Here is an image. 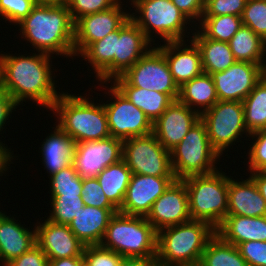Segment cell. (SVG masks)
<instances>
[{"mask_svg":"<svg viewBox=\"0 0 266 266\" xmlns=\"http://www.w3.org/2000/svg\"><path fill=\"white\" fill-rule=\"evenodd\" d=\"M50 55L40 52L33 56L0 55L4 90L17 105L32 100L50 110L61 94L55 90Z\"/></svg>","mask_w":266,"mask_h":266,"instance_id":"6da1fadb","label":"cell"},{"mask_svg":"<svg viewBox=\"0 0 266 266\" xmlns=\"http://www.w3.org/2000/svg\"><path fill=\"white\" fill-rule=\"evenodd\" d=\"M18 24L38 53L74 56V22L66 3L36 4Z\"/></svg>","mask_w":266,"mask_h":266,"instance_id":"7a4b0ae2","label":"cell"},{"mask_svg":"<svg viewBox=\"0 0 266 266\" xmlns=\"http://www.w3.org/2000/svg\"><path fill=\"white\" fill-rule=\"evenodd\" d=\"M216 234L209 223L190 220L157 232L156 263L164 266H198L209 240Z\"/></svg>","mask_w":266,"mask_h":266,"instance_id":"3957f363","label":"cell"},{"mask_svg":"<svg viewBox=\"0 0 266 266\" xmlns=\"http://www.w3.org/2000/svg\"><path fill=\"white\" fill-rule=\"evenodd\" d=\"M51 110L58 116V126L76 143L111 136L104 104H94L81 95L62 93Z\"/></svg>","mask_w":266,"mask_h":266,"instance_id":"277c9868","label":"cell"},{"mask_svg":"<svg viewBox=\"0 0 266 266\" xmlns=\"http://www.w3.org/2000/svg\"><path fill=\"white\" fill-rule=\"evenodd\" d=\"M100 246L122 257L156 258L157 231L144 216L115 213Z\"/></svg>","mask_w":266,"mask_h":266,"instance_id":"5b68a950","label":"cell"},{"mask_svg":"<svg viewBox=\"0 0 266 266\" xmlns=\"http://www.w3.org/2000/svg\"><path fill=\"white\" fill-rule=\"evenodd\" d=\"M187 188L192 220L204 221L217 229L228 210V176L216 170L182 179Z\"/></svg>","mask_w":266,"mask_h":266,"instance_id":"8992f818","label":"cell"},{"mask_svg":"<svg viewBox=\"0 0 266 266\" xmlns=\"http://www.w3.org/2000/svg\"><path fill=\"white\" fill-rule=\"evenodd\" d=\"M171 166L176 180L205 175L217 170L220 155L211 147L204 122L199 119L183 140L170 150Z\"/></svg>","mask_w":266,"mask_h":266,"instance_id":"52a82bcc","label":"cell"},{"mask_svg":"<svg viewBox=\"0 0 266 266\" xmlns=\"http://www.w3.org/2000/svg\"><path fill=\"white\" fill-rule=\"evenodd\" d=\"M137 14H130L131 20L144 32L152 42L151 32L157 33L164 42L184 41L188 18L171 0H131ZM135 14V15H134ZM186 27V28H185ZM152 30V31H151Z\"/></svg>","mask_w":266,"mask_h":266,"instance_id":"ba28073f","label":"cell"},{"mask_svg":"<svg viewBox=\"0 0 266 266\" xmlns=\"http://www.w3.org/2000/svg\"><path fill=\"white\" fill-rule=\"evenodd\" d=\"M200 119L206 126L211 147L219 155L238 140L241 134H250L244 123L243 102L218 100L200 114Z\"/></svg>","mask_w":266,"mask_h":266,"instance_id":"9c48e42d","label":"cell"},{"mask_svg":"<svg viewBox=\"0 0 266 266\" xmlns=\"http://www.w3.org/2000/svg\"><path fill=\"white\" fill-rule=\"evenodd\" d=\"M122 159L132 174L174 176L170 151L153 133L123 140Z\"/></svg>","mask_w":266,"mask_h":266,"instance_id":"30bf717a","label":"cell"},{"mask_svg":"<svg viewBox=\"0 0 266 266\" xmlns=\"http://www.w3.org/2000/svg\"><path fill=\"white\" fill-rule=\"evenodd\" d=\"M131 86L155 90L178 99L179 87L175 84L167 60L154 47L121 75Z\"/></svg>","mask_w":266,"mask_h":266,"instance_id":"8fae6325","label":"cell"},{"mask_svg":"<svg viewBox=\"0 0 266 266\" xmlns=\"http://www.w3.org/2000/svg\"><path fill=\"white\" fill-rule=\"evenodd\" d=\"M111 87L108 93H111L115 100L104 103L111 137L125 140L153 133V123L145 113L130 102L114 85Z\"/></svg>","mask_w":266,"mask_h":266,"instance_id":"7c38bea8","label":"cell"},{"mask_svg":"<svg viewBox=\"0 0 266 266\" xmlns=\"http://www.w3.org/2000/svg\"><path fill=\"white\" fill-rule=\"evenodd\" d=\"M123 140L109 137L76 143L73 165L84 178H96L106 167L122 160Z\"/></svg>","mask_w":266,"mask_h":266,"instance_id":"4fadbf2b","label":"cell"},{"mask_svg":"<svg viewBox=\"0 0 266 266\" xmlns=\"http://www.w3.org/2000/svg\"><path fill=\"white\" fill-rule=\"evenodd\" d=\"M120 0L110 9L82 16L74 23V55H80L91 43L118 30L129 18Z\"/></svg>","mask_w":266,"mask_h":266,"instance_id":"5bb4252c","label":"cell"},{"mask_svg":"<svg viewBox=\"0 0 266 266\" xmlns=\"http://www.w3.org/2000/svg\"><path fill=\"white\" fill-rule=\"evenodd\" d=\"M210 75L218 100L242 102L264 76V68L260 64L236 61L226 70Z\"/></svg>","mask_w":266,"mask_h":266,"instance_id":"9a60e30c","label":"cell"},{"mask_svg":"<svg viewBox=\"0 0 266 266\" xmlns=\"http://www.w3.org/2000/svg\"><path fill=\"white\" fill-rule=\"evenodd\" d=\"M175 180V176L132 174L119 212L146 217L153 203Z\"/></svg>","mask_w":266,"mask_h":266,"instance_id":"2e32d148","label":"cell"},{"mask_svg":"<svg viewBox=\"0 0 266 266\" xmlns=\"http://www.w3.org/2000/svg\"><path fill=\"white\" fill-rule=\"evenodd\" d=\"M146 219L157 232L165 227L192 220L185 183L175 180L153 203Z\"/></svg>","mask_w":266,"mask_h":266,"instance_id":"e0dca14e","label":"cell"},{"mask_svg":"<svg viewBox=\"0 0 266 266\" xmlns=\"http://www.w3.org/2000/svg\"><path fill=\"white\" fill-rule=\"evenodd\" d=\"M199 119L200 114L196 110L176 100L153 122V134L170 151L183 140Z\"/></svg>","mask_w":266,"mask_h":266,"instance_id":"ac0fdd59","label":"cell"},{"mask_svg":"<svg viewBox=\"0 0 266 266\" xmlns=\"http://www.w3.org/2000/svg\"><path fill=\"white\" fill-rule=\"evenodd\" d=\"M35 229L36 244L48 260L84 257L85 245L74 235L69 225L55 224L47 219Z\"/></svg>","mask_w":266,"mask_h":266,"instance_id":"d6986e66","label":"cell"},{"mask_svg":"<svg viewBox=\"0 0 266 266\" xmlns=\"http://www.w3.org/2000/svg\"><path fill=\"white\" fill-rule=\"evenodd\" d=\"M190 42L192 47H185L184 41L165 42V45L157 47L165 56L172 78L178 87L203 73L199 48L192 40Z\"/></svg>","mask_w":266,"mask_h":266,"instance_id":"ffe728a7","label":"cell"},{"mask_svg":"<svg viewBox=\"0 0 266 266\" xmlns=\"http://www.w3.org/2000/svg\"><path fill=\"white\" fill-rule=\"evenodd\" d=\"M151 41L129 18L117 30V46L114 55V78L132 67L149 50ZM148 47V48H147ZM145 51V52H144Z\"/></svg>","mask_w":266,"mask_h":266,"instance_id":"44dd1931","label":"cell"},{"mask_svg":"<svg viewBox=\"0 0 266 266\" xmlns=\"http://www.w3.org/2000/svg\"><path fill=\"white\" fill-rule=\"evenodd\" d=\"M117 208H99L84 205L69 224L70 230L85 245H100Z\"/></svg>","mask_w":266,"mask_h":266,"instance_id":"7402d4cb","label":"cell"},{"mask_svg":"<svg viewBox=\"0 0 266 266\" xmlns=\"http://www.w3.org/2000/svg\"><path fill=\"white\" fill-rule=\"evenodd\" d=\"M227 215L266 216V202L251 177L242 182L228 177Z\"/></svg>","mask_w":266,"mask_h":266,"instance_id":"603a6c76","label":"cell"},{"mask_svg":"<svg viewBox=\"0 0 266 266\" xmlns=\"http://www.w3.org/2000/svg\"><path fill=\"white\" fill-rule=\"evenodd\" d=\"M16 221L0 212V261L3 266L36 244V229L30 231Z\"/></svg>","mask_w":266,"mask_h":266,"instance_id":"cb8c5ba5","label":"cell"},{"mask_svg":"<svg viewBox=\"0 0 266 266\" xmlns=\"http://www.w3.org/2000/svg\"><path fill=\"white\" fill-rule=\"evenodd\" d=\"M225 242L238 246L247 241H266V216L227 215L216 229Z\"/></svg>","mask_w":266,"mask_h":266,"instance_id":"d4e9b609","label":"cell"},{"mask_svg":"<svg viewBox=\"0 0 266 266\" xmlns=\"http://www.w3.org/2000/svg\"><path fill=\"white\" fill-rule=\"evenodd\" d=\"M114 86L136 107L155 122L174 101L168 94L131 86L121 75L113 79Z\"/></svg>","mask_w":266,"mask_h":266,"instance_id":"484cf974","label":"cell"},{"mask_svg":"<svg viewBox=\"0 0 266 266\" xmlns=\"http://www.w3.org/2000/svg\"><path fill=\"white\" fill-rule=\"evenodd\" d=\"M76 142L56 125L53 134L46 137L40 150L49 176L73 163Z\"/></svg>","mask_w":266,"mask_h":266,"instance_id":"4316f807","label":"cell"},{"mask_svg":"<svg viewBox=\"0 0 266 266\" xmlns=\"http://www.w3.org/2000/svg\"><path fill=\"white\" fill-rule=\"evenodd\" d=\"M117 46V30L103 39L91 43L80 55L91 64L98 81L114 79V55ZM112 78V79H111Z\"/></svg>","mask_w":266,"mask_h":266,"instance_id":"83f0119b","label":"cell"},{"mask_svg":"<svg viewBox=\"0 0 266 266\" xmlns=\"http://www.w3.org/2000/svg\"><path fill=\"white\" fill-rule=\"evenodd\" d=\"M192 35L191 40L197 45L201 54L203 73L221 72L236 62L227 42L206 38L199 30Z\"/></svg>","mask_w":266,"mask_h":266,"instance_id":"f1b7e54d","label":"cell"},{"mask_svg":"<svg viewBox=\"0 0 266 266\" xmlns=\"http://www.w3.org/2000/svg\"><path fill=\"white\" fill-rule=\"evenodd\" d=\"M177 100L192 110H196L199 114L210 109L218 101L212 76L202 73L200 76L183 84L179 87ZM198 108H201V110ZM202 108L204 109L202 110Z\"/></svg>","mask_w":266,"mask_h":266,"instance_id":"f546056e","label":"cell"},{"mask_svg":"<svg viewBox=\"0 0 266 266\" xmlns=\"http://www.w3.org/2000/svg\"><path fill=\"white\" fill-rule=\"evenodd\" d=\"M236 61L265 65L266 41L255 34L249 27H242L228 42Z\"/></svg>","mask_w":266,"mask_h":266,"instance_id":"4dcf8cb0","label":"cell"},{"mask_svg":"<svg viewBox=\"0 0 266 266\" xmlns=\"http://www.w3.org/2000/svg\"><path fill=\"white\" fill-rule=\"evenodd\" d=\"M132 172L122 159L109 165L96 177L104 194L119 210L122 206Z\"/></svg>","mask_w":266,"mask_h":266,"instance_id":"1f68e13d","label":"cell"},{"mask_svg":"<svg viewBox=\"0 0 266 266\" xmlns=\"http://www.w3.org/2000/svg\"><path fill=\"white\" fill-rule=\"evenodd\" d=\"M198 266H248L237 246L215 234L207 243Z\"/></svg>","mask_w":266,"mask_h":266,"instance_id":"d6a6232c","label":"cell"},{"mask_svg":"<svg viewBox=\"0 0 266 266\" xmlns=\"http://www.w3.org/2000/svg\"><path fill=\"white\" fill-rule=\"evenodd\" d=\"M242 102L248 132L266 129V76L262 77Z\"/></svg>","mask_w":266,"mask_h":266,"instance_id":"836d02e7","label":"cell"},{"mask_svg":"<svg viewBox=\"0 0 266 266\" xmlns=\"http://www.w3.org/2000/svg\"><path fill=\"white\" fill-rule=\"evenodd\" d=\"M200 32L209 39L229 42L234 34L242 27L243 22L240 16H202L200 20Z\"/></svg>","mask_w":266,"mask_h":266,"instance_id":"e575fe53","label":"cell"},{"mask_svg":"<svg viewBox=\"0 0 266 266\" xmlns=\"http://www.w3.org/2000/svg\"><path fill=\"white\" fill-rule=\"evenodd\" d=\"M52 210L49 221L55 224L69 225L79 210L84 207L81 196L52 195Z\"/></svg>","mask_w":266,"mask_h":266,"instance_id":"d590c367","label":"cell"},{"mask_svg":"<svg viewBox=\"0 0 266 266\" xmlns=\"http://www.w3.org/2000/svg\"><path fill=\"white\" fill-rule=\"evenodd\" d=\"M50 179L51 195L81 196L82 178L77 173L73 163L51 175Z\"/></svg>","mask_w":266,"mask_h":266,"instance_id":"8d00e7d4","label":"cell"},{"mask_svg":"<svg viewBox=\"0 0 266 266\" xmlns=\"http://www.w3.org/2000/svg\"><path fill=\"white\" fill-rule=\"evenodd\" d=\"M241 20L266 41V0H247Z\"/></svg>","mask_w":266,"mask_h":266,"instance_id":"74e56055","label":"cell"},{"mask_svg":"<svg viewBox=\"0 0 266 266\" xmlns=\"http://www.w3.org/2000/svg\"><path fill=\"white\" fill-rule=\"evenodd\" d=\"M119 0H67L66 5L75 23L82 16L113 7Z\"/></svg>","mask_w":266,"mask_h":266,"instance_id":"f35d334b","label":"cell"},{"mask_svg":"<svg viewBox=\"0 0 266 266\" xmlns=\"http://www.w3.org/2000/svg\"><path fill=\"white\" fill-rule=\"evenodd\" d=\"M82 200L84 205L99 208H116L106 197L97 178L82 179Z\"/></svg>","mask_w":266,"mask_h":266,"instance_id":"ab89813d","label":"cell"},{"mask_svg":"<svg viewBox=\"0 0 266 266\" xmlns=\"http://www.w3.org/2000/svg\"><path fill=\"white\" fill-rule=\"evenodd\" d=\"M255 139L252 147L249 150V170L250 172H265L266 171V129H261L249 134Z\"/></svg>","mask_w":266,"mask_h":266,"instance_id":"60d3db41","label":"cell"},{"mask_svg":"<svg viewBox=\"0 0 266 266\" xmlns=\"http://www.w3.org/2000/svg\"><path fill=\"white\" fill-rule=\"evenodd\" d=\"M35 0H0V16L6 21L18 24L36 5Z\"/></svg>","mask_w":266,"mask_h":266,"instance_id":"b9f144b4","label":"cell"},{"mask_svg":"<svg viewBox=\"0 0 266 266\" xmlns=\"http://www.w3.org/2000/svg\"><path fill=\"white\" fill-rule=\"evenodd\" d=\"M85 266H118L122 256L100 245L85 246Z\"/></svg>","mask_w":266,"mask_h":266,"instance_id":"7bdbcfd3","label":"cell"},{"mask_svg":"<svg viewBox=\"0 0 266 266\" xmlns=\"http://www.w3.org/2000/svg\"><path fill=\"white\" fill-rule=\"evenodd\" d=\"M247 0H205L203 16H242Z\"/></svg>","mask_w":266,"mask_h":266,"instance_id":"ee69618b","label":"cell"},{"mask_svg":"<svg viewBox=\"0 0 266 266\" xmlns=\"http://www.w3.org/2000/svg\"><path fill=\"white\" fill-rule=\"evenodd\" d=\"M237 248L248 266H266V241H247Z\"/></svg>","mask_w":266,"mask_h":266,"instance_id":"f6af8a7d","label":"cell"},{"mask_svg":"<svg viewBox=\"0 0 266 266\" xmlns=\"http://www.w3.org/2000/svg\"><path fill=\"white\" fill-rule=\"evenodd\" d=\"M48 262L46 254L35 244L20 257L7 263L6 266H48Z\"/></svg>","mask_w":266,"mask_h":266,"instance_id":"bcb514c9","label":"cell"},{"mask_svg":"<svg viewBox=\"0 0 266 266\" xmlns=\"http://www.w3.org/2000/svg\"><path fill=\"white\" fill-rule=\"evenodd\" d=\"M172 3L190 20L202 19L205 0H171Z\"/></svg>","mask_w":266,"mask_h":266,"instance_id":"7dc6e473","label":"cell"},{"mask_svg":"<svg viewBox=\"0 0 266 266\" xmlns=\"http://www.w3.org/2000/svg\"><path fill=\"white\" fill-rule=\"evenodd\" d=\"M16 106L18 105L6 91L0 94V132L1 129H4L5 122L11 116L12 110L16 109Z\"/></svg>","mask_w":266,"mask_h":266,"instance_id":"c3c4849f","label":"cell"},{"mask_svg":"<svg viewBox=\"0 0 266 266\" xmlns=\"http://www.w3.org/2000/svg\"><path fill=\"white\" fill-rule=\"evenodd\" d=\"M156 258L122 257L118 266H153Z\"/></svg>","mask_w":266,"mask_h":266,"instance_id":"681fc988","label":"cell"},{"mask_svg":"<svg viewBox=\"0 0 266 266\" xmlns=\"http://www.w3.org/2000/svg\"><path fill=\"white\" fill-rule=\"evenodd\" d=\"M48 266H85L84 257H68L49 260Z\"/></svg>","mask_w":266,"mask_h":266,"instance_id":"f907efd6","label":"cell"},{"mask_svg":"<svg viewBox=\"0 0 266 266\" xmlns=\"http://www.w3.org/2000/svg\"><path fill=\"white\" fill-rule=\"evenodd\" d=\"M250 177L256 184L258 191L266 202V171L265 172H251Z\"/></svg>","mask_w":266,"mask_h":266,"instance_id":"816d5d0a","label":"cell"},{"mask_svg":"<svg viewBox=\"0 0 266 266\" xmlns=\"http://www.w3.org/2000/svg\"><path fill=\"white\" fill-rule=\"evenodd\" d=\"M5 144H2V142H0V176H2V173H4V171L6 172V170L8 169V167L6 168V166H9V162H11L12 157V152H10L9 149H7V147L5 146ZM6 169V170H5Z\"/></svg>","mask_w":266,"mask_h":266,"instance_id":"f5cc1de1","label":"cell"},{"mask_svg":"<svg viewBox=\"0 0 266 266\" xmlns=\"http://www.w3.org/2000/svg\"><path fill=\"white\" fill-rule=\"evenodd\" d=\"M37 4H65L67 0H35Z\"/></svg>","mask_w":266,"mask_h":266,"instance_id":"db71d44e","label":"cell"},{"mask_svg":"<svg viewBox=\"0 0 266 266\" xmlns=\"http://www.w3.org/2000/svg\"><path fill=\"white\" fill-rule=\"evenodd\" d=\"M4 91L5 90H4V85H3V71L0 65V94H2Z\"/></svg>","mask_w":266,"mask_h":266,"instance_id":"11a10c76","label":"cell"},{"mask_svg":"<svg viewBox=\"0 0 266 266\" xmlns=\"http://www.w3.org/2000/svg\"><path fill=\"white\" fill-rule=\"evenodd\" d=\"M264 76H266V61H265V65H264Z\"/></svg>","mask_w":266,"mask_h":266,"instance_id":"9f6ffc18","label":"cell"},{"mask_svg":"<svg viewBox=\"0 0 266 266\" xmlns=\"http://www.w3.org/2000/svg\"><path fill=\"white\" fill-rule=\"evenodd\" d=\"M153 266H164V265H161V264L155 263Z\"/></svg>","mask_w":266,"mask_h":266,"instance_id":"6f0895ef","label":"cell"}]
</instances>
